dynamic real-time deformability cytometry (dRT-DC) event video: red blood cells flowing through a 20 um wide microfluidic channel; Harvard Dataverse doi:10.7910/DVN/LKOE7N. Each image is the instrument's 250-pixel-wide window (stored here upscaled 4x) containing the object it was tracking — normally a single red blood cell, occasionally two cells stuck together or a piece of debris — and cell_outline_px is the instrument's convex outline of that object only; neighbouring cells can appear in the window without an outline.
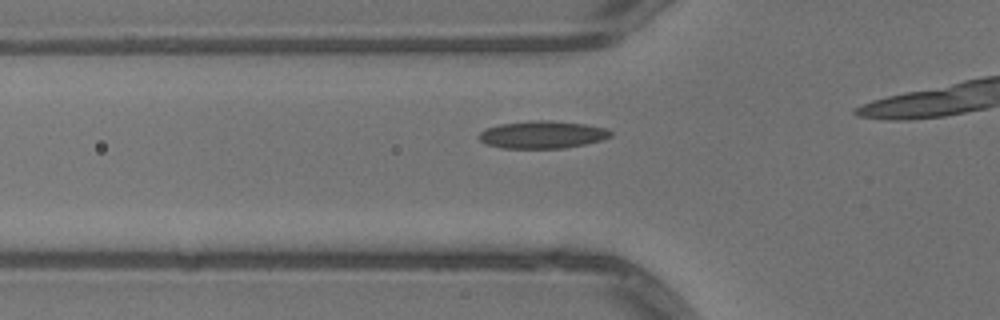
{"species": "common noctule bat (a hibernating species)", "species_latin": "Nyctalus noctula", "temperature_condition": "warm", "stored_images_in_passage": 18, "camera_frame_rate_fps": 3000, "um_per_image_px": 0.085, "animal": {"sex": "male", "body_mass_g": 13.3}, "frame": {"image": 1, "passage_image": 13, "time_ms": 4.0, "image_size_px": [1000, 320], "cell_outline_px": [[612, 136], [600, 140], [584, 144], [564, 148], [500, 148], [484, 144], [476, 136], [484, 128], [500, 124], [532, 120], [552, 120], [584, 124], [608, 128], [612, 132]], "centroid_in_image_um": [46.05, 11.44], "position_along_channel_um": 79.7, "area_um2": 21.33}}
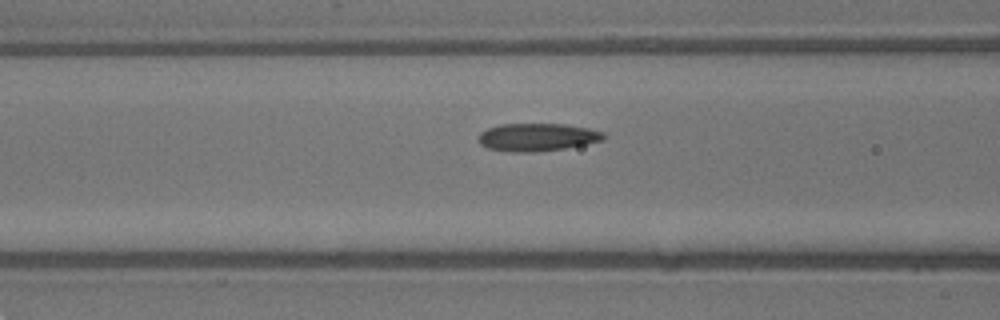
{"frame": {"image": 2, "passage_image": 16, "time_ms": 5.0, "image_size_px": [1000, 320], "cell_outline_px": [[608, 136], [604, 140], [564, 148], [536, 152], [512, 152], [488, 148], [480, 144], [476, 140], [476, 136], [480, 132], [488, 128], [500, 124], [568, 124], [588, 128], [604, 132]], "centroid_in_image_um": [45.65, 11.65], "position_along_channel_um": 121.0, "area_um2": 20.52}}